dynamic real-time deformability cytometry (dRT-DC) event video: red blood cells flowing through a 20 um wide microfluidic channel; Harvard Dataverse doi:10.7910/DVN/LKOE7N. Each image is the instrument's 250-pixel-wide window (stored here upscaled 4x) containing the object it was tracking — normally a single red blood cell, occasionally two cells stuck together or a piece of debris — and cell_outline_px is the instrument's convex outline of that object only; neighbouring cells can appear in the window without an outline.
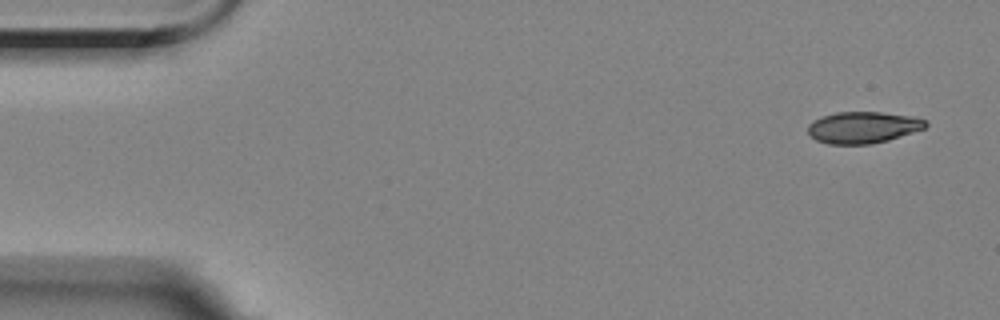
{"species": "Egyptian fruit bat (a non-hibernating species)", "species_latin": "Rousettus aegyptiacus", "temperature_condition": "room temperature", "stored_images_in_passage": 12, "camera_frame_rate_fps": 3000, "um_per_image_px": 0.085, "animal": {"sex": "female"}, "frame": {"image": 1, "passage_image": 1, "time_ms": 0.0, "image_size_px": [1000, 320], "cell_outline_px": [[928, 124], [924, 128], [888, 140], [872, 144], [828, 144], [816, 140], [808, 136], [808, 124], [812, 120], [836, 112], [880, 112], [912, 116], [924, 120]], "centroid_in_image_um": [73.3, 10.83], "position_along_channel_um": 11.7, "area_um2": 21.62}}
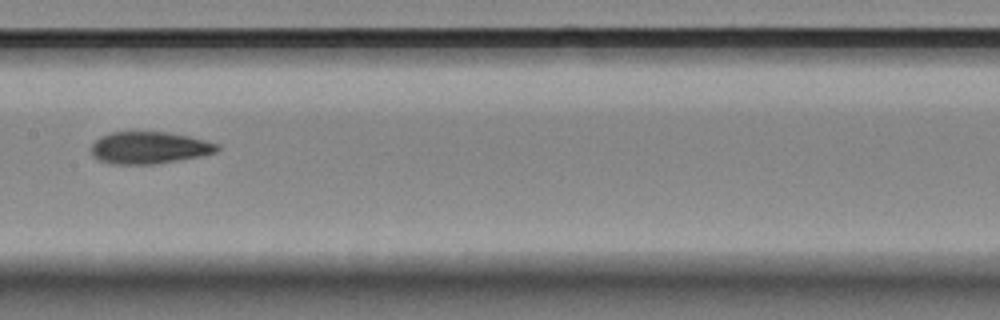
{"frame": {"image": 2, "passage_image": 7, "time_ms": 8.333, "image_size_px": [1000, 320], "cell_outline_px": [[220, 148], [216, 152], [200, 156], [156, 164], [108, 164], [92, 156], [92, 144], [100, 136], [112, 132], [164, 132], [188, 136], [204, 140], [216, 144]], "centroid_in_image_um": [12.65, 12.56], "position_along_channel_um": 194.8, "area_um2": 23.35}}
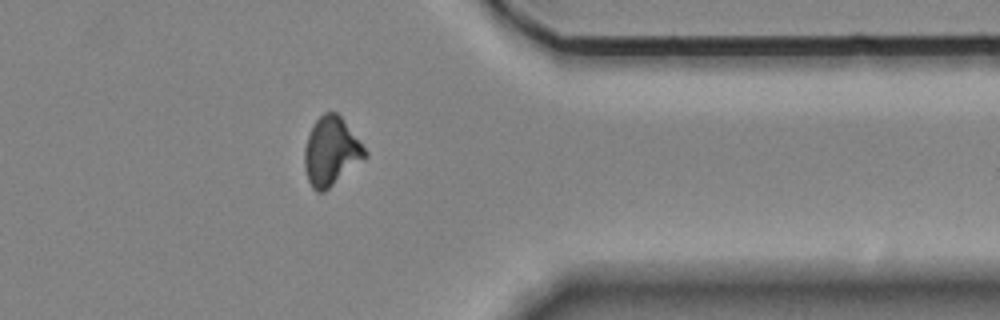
{"frame": {"image": 3, "passage_image": 12, "time_ms": 14.0, "image_size_px": [1000, 320], "cell_outline_px": [[368, 156], [324, 192], [316, 192], [312, 188], [308, 180], [304, 168], [304, 148], [308, 136], [316, 120], [324, 112], [336, 112], [344, 120], [368, 152]], "centroid_in_image_um": [28.14, 12.89], "position_along_channel_um": 383.3, "area_um2": 24.04}, "authors_computed_cell_mechanics": {"area_um2": 23.7558, "velocity_mm_per_s": 3.5415, "shape_relaxation_time_tau1_ms": null, "shape_relaxation_time_tau2_ms": 2.1757, "deformation_change_tau1": null, "deformation_change_tau2": 0.0527}}